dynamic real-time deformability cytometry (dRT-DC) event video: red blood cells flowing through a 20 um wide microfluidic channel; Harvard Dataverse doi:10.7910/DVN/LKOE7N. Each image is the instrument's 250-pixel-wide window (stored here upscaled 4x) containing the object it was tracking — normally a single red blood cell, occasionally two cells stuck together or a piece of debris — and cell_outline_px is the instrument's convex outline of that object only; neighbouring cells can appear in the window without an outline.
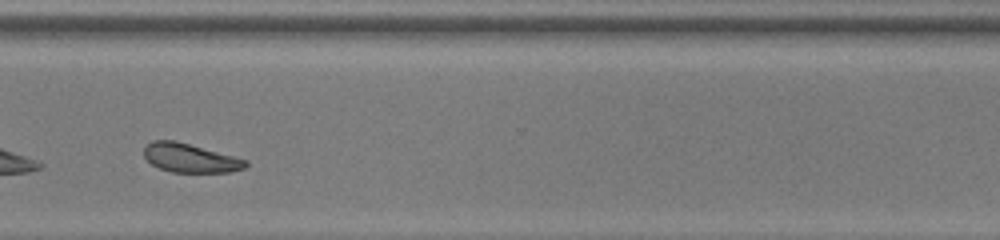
{"species": "common noctule bat (a hibernating species)", "species_latin": "Nyctalus noctula", "temperature_condition": "room temperature", "stored_images_in_passage": 25, "camera_frame_rate_fps": 3000, "um_per_image_px": 0.085, "animal": {"sex": "female", "body_mass_g": 22.0, "forearm_length_mm": 56.7}, "frame": {"image": 1, "passage_image": 22, "time_ms": 7.0, "image_size_px": [1000, 240], "cell_outline_px": [[248, 164], [244, 168], [228, 172], [172, 172], [160, 168], [152, 164], [144, 156], [144, 148], [152, 140], [172, 140], [188, 144], [248, 160]], "centroid_in_image_um": [16.15, 13.43], "position_along_channel_um": 354.4, "area_um2": 16.76}, "authors_computed_cell_mechanics": {"area_um2": 17.5134, "velocity_mm_per_s": 3.9639, "shape_relaxation_time_tau1_ms": 1.7212, "shape_relaxation_time_tau2_ms": 7.2185, "deformation_change_tau1": 0.0831, "deformation_change_tau2": 0.1473}}